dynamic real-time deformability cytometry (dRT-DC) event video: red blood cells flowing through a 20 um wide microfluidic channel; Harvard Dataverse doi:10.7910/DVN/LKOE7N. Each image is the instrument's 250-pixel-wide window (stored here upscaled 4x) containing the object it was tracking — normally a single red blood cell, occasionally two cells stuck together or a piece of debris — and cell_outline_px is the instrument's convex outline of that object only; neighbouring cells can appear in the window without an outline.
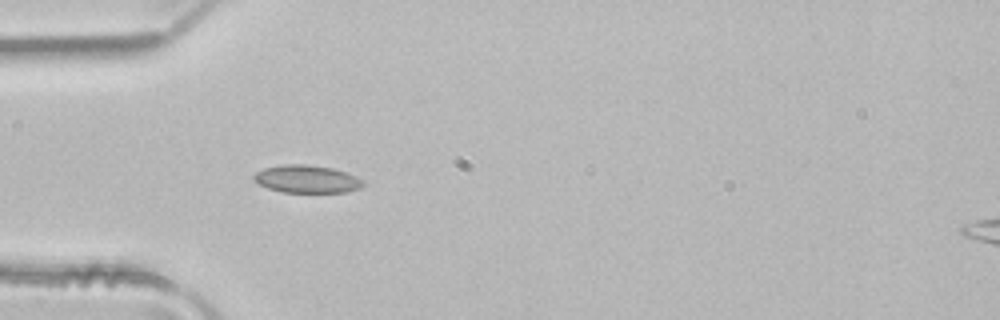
{"species": "common noctule bat (a hibernating species)", "species_latin": "Nyctalus noctula", "temperature_condition": "room temperature", "stored_images_in_passage": 3, "camera_frame_rate_fps": 3000, "um_per_image_px": 0.085, "animal": {"sex": "male", "body_mass_g": 21.5, "forearm_length_mm": 52.0}, "frame": {"image": 1, "passage_image": 3, "time_ms": 0.667, "image_size_px": [1000, 320], "cell_outline_px": [[364, 184], [360, 188], [348, 192], [280, 192], [268, 188], [252, 180], [252, 176], [256, 172], [264, 168], [280, 164], [304, 164], [332, 168], [356, 176], [364, 180]], "centroid_in_image_um": [26.06, 15.22], "position_along_channel_um": 58.9, "area_um2": 17.74}}